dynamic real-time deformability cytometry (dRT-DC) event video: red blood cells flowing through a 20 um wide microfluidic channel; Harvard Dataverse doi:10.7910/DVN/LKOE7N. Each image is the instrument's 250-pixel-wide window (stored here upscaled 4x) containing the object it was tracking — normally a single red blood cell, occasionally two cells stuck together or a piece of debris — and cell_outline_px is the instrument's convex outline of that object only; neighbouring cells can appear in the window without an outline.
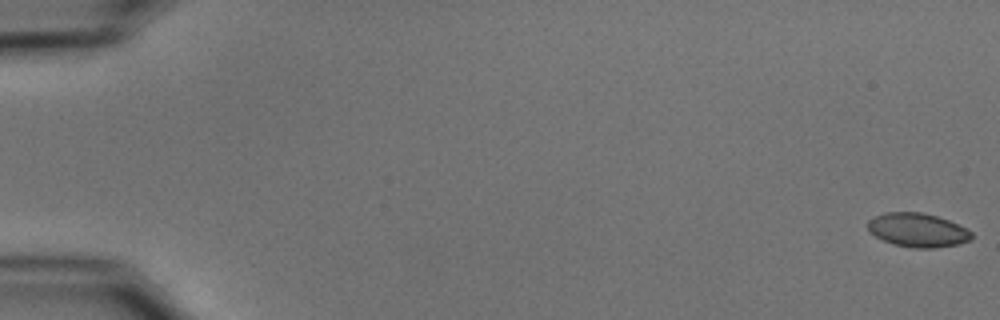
{"species": "common noctule bat (a hibernating species)", "species_latin": "Nyctalus noctula", "temperature_condition": "cold", "stored_images_in_passage": 13, "camera_frame_rate_fps": 3000, "um_per_image_px": 0.085, "animal": {"sex": "male", "body_mass_g": 15.6}, "frame": {"image": 1, "passage_image": 1, "time_ms": 0.0, "image_size_px": [1000, 320], "cell_outline_px": [[972, 236], [968, 240], [956, 244], [932, 248], [912, 248], [896, 244], [884, 240], [868, 232], [868, 220], [884, 212], [920, 212], [936, 216], [948, 220], [972, 232]], "centroid_in_image_um": [77.96, 19.55], "position_along_channel_um": 7.0, "area_um2": 20.11}}